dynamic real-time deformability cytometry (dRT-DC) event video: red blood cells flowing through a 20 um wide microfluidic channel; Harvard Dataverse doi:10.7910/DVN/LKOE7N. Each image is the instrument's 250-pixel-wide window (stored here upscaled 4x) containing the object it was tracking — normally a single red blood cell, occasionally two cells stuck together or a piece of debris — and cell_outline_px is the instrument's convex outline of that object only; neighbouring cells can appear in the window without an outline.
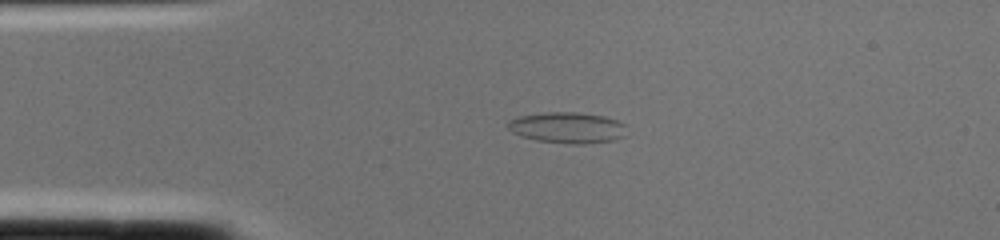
{"species": "common noctule bat (a hibernating species)", "species_latin": "Nyctalus noctula", "temperature_condition": "cold", "stored_images_in_passage": 1, "camera_frame_rate_fps": 3000, "um_per_image_px": 0.085, "animal": {"sex": "female", "body_mass_g": 22.0, "forearm_length_mm": 56.7}, "frame": {"image": 1, "passage_image": 1, "time_ms": 0.0, "image_size_px": [1000, 240], "cell_outline_px": [[628, 124], [624, 136], [616, 140], [584, 144], [572, 144], [536, 140], [520, 136], [512, 132], [508, 128], [508, 120], [520, 116], [548, 112], [576, 112], [604, 116]], "centroid_in_image_um": [48.27, 10.85], "position_along_channel_um": 36.7, "area_um2": 21.62}}